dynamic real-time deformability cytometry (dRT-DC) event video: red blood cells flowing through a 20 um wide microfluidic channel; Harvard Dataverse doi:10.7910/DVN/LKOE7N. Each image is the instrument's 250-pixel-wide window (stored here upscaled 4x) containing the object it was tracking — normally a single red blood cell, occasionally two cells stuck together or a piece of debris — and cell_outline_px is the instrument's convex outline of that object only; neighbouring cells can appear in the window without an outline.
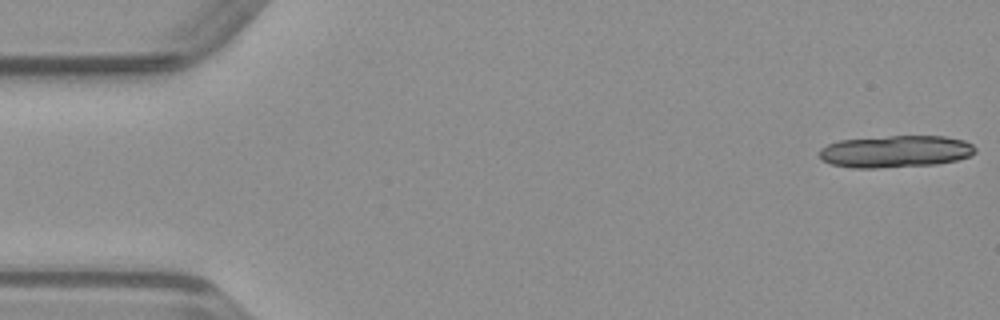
{"species": "common noctule bat (a hibernating species)", "species_latin": "Nyctalus noctula", "temperature_condition": "warm", "stored_images_in_passage": 16, "camera_frame_rate_fps": 3000, "um_per_image_px": 0.085, "animal": {"sex": "male", "body_mass_g": 23.1, "forearm_length_mm": 52.7}, "frame": {"image": 1, "passage_image": 1, "time_ms": 0.0, "image_size_px": [1000, 320], "cell_outline_px": [[976, 152], [968, 156], [956, 160], [936, 164], [876, 168], [852, 168], [832, 164], [824, 160], [820, 156], [820, 148], [828, 144], [840, 140], [888, 136], [944, 136], [964, 140], [972, 144], [976, 148]], "centroid_in_image_um": [76.13, 12.87], "position_along_channel_um": 8.9, "area_um2": 29.02}}